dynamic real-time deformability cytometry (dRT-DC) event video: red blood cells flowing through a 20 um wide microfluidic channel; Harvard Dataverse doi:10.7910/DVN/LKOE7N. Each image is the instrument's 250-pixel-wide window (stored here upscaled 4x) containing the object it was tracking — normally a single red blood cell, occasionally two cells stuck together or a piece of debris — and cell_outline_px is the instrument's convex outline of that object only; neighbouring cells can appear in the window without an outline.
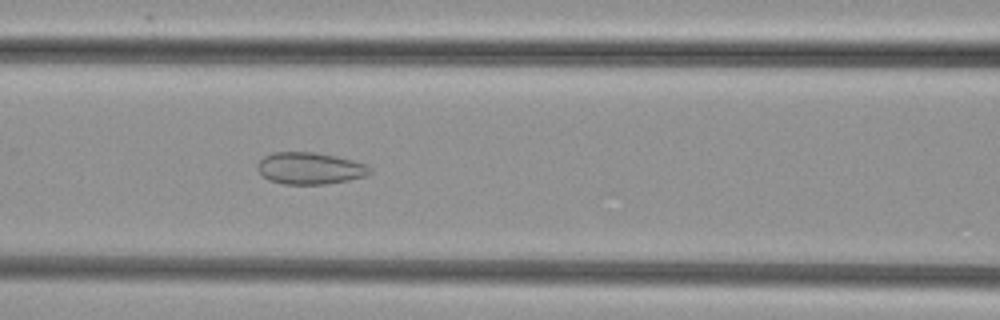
{"species": "common noctule bat (a hibernating species)", "species_latin": "Nyctalus noctula", "temperature_condition": "cold", "stored_images_in_passage": 38, "camera_frame_rate_fps": 3000, "um_per_image_px": 0.085, "animal": {"sex": "female", "body_mass_g": 29.2, "forearm_length_mm": 56.3}, "frame": {"image": 1, "passage_image": 10, "time_ms": 3.0, "image_size_px": [1000, 320], "cell_outline_px": [[372, 172], [364, 176], [348, 180], [324, 184], [284, 184], [268, 180], [256, 168], [256, 164], [264, 156], [272, 152], [316, 152], [336, 156], [368, 164], [372, 168]], "centroid_in_image_um": [26.34, 14.3], "position_along_channel_um": 140.3, "area_um2": 20.98}}
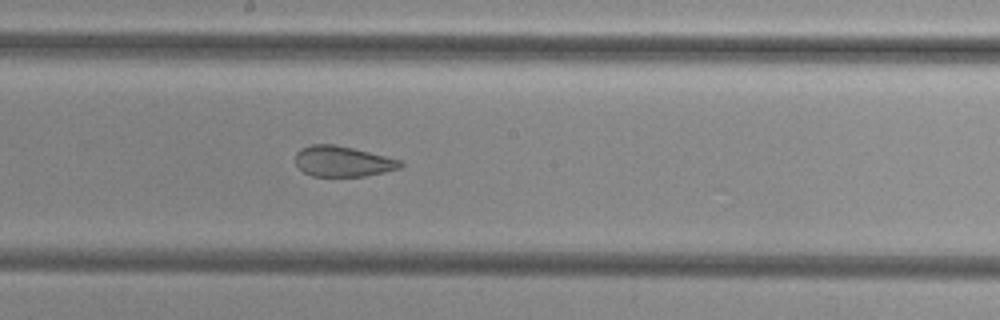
{"frame": {"image": 2, "passage_image": 16, "time_ms": 5.0, "image_size_px": [1000, 320], "cell_outline_px": [[404, 164], [400, 168], [384, 172], [364, 176], [312, 176], [304, 172], [296, 164], [296, 152], [300, 148], [312, 144], [336, 144], [404, 160]], "centroid_in_image_um": [29.16, 13.7], "position_along_channel_um": 219.0, "area_um2": 18.84}}
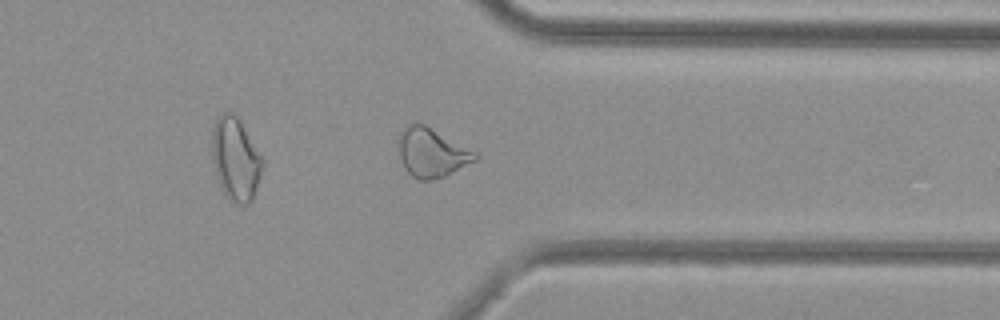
{"frame": {"image": 3, "passage_image": 28, "time_ms": 9.0, "image_size_px": [1000, 320], "cell_outline_px": [[480, 156], [476, 160], [444, 176], [432, 180], [420, 180], [412, 176], [404, 168], [400, 160], [400, 132], [412, 120], [416, 120], [424, 124], [476, 152]], "centroid_in_image_um": [36.68, 12.96], "position_along_channel_um": 374.7, "area_um2": 21.68}}